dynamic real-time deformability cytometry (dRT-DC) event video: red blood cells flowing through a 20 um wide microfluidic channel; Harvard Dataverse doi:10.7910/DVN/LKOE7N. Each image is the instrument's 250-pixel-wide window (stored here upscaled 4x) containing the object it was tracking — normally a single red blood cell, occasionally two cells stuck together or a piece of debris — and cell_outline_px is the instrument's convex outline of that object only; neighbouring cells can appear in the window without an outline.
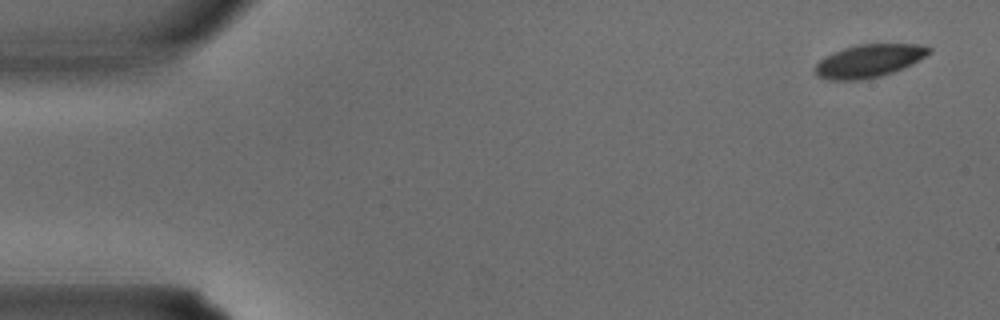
{"species": "common noctule bat (a hibernating species)", "species_latin": "Nyctalus noctula", "temperature_condition": "warm", "stored_images_in_passage": 3, "camera_frame_rate_fps": 3000, "um_per_image_px": 0.085, "animal": {"sex": "male", "body_mass_g": 15.6}, "frame": {"image": 1, "passage_image": 1, "time_ms": 0.0, "image_size_px": [1000, 320], "cell_outline_px": [[932, 52], [912, 64], [892, 72], [880, 76], [860, 80], [828, 80], [816, 76], [816, 64], [820, 60], [844, 48], [856, 44], [920, 44], [932, 48]], "centroid_in_image_um": [73.89, 5.17], "position_along_channel_um": 11.1, "area_um2": 21.68}}
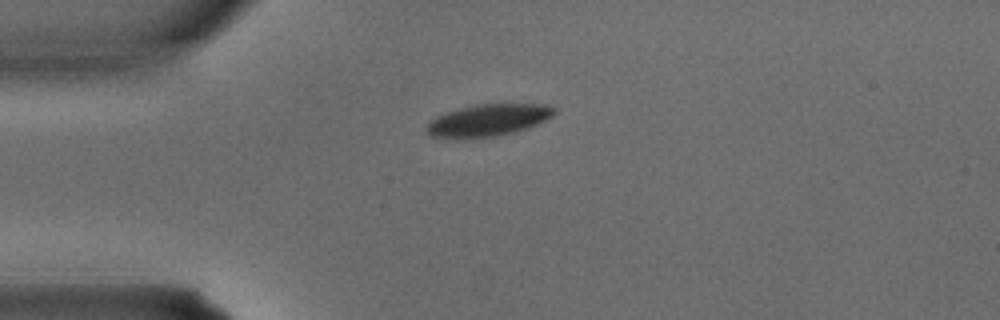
{"frame": {"image": 2, "passage_image": 3, "time_ms": 0.667, "image_size_px": [1000, 320], "cell_outline_px": [[556, 112], [552, 116], [528, 128], [516, 132], [500, 136], [472, 140], [456, 140], [432, 136], [424, 128], [436, 116], [444, 112], [456, 108], [472, 104], [544, 104], [556, 108]], "centroid_in_image_um": [41.43, 10.25], "position_along_channel_um": 43.6, "area_um2": 24.62}}